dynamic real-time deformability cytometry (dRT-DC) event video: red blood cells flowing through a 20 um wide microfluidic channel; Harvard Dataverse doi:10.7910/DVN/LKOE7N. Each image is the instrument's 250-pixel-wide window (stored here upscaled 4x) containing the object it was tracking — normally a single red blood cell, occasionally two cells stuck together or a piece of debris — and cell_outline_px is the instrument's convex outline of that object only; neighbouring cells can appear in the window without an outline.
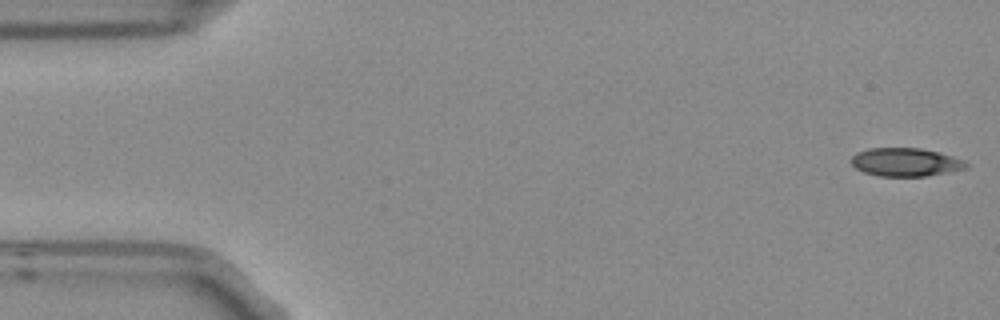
{"species": "Egyptian fruit bat (a non-hibernating species)", "species_latin": "Rousettus aegyptiacus", "temperature_condition": "room temperature", "stored_images_in_passage": 5, "camera_frame_rate_fps": 3000, "um_per_image_px": 0.085, "frame": {"image": 1, "passage_image": 1, "time_ms": 0.0, "image_size_px": [1000, 320], "cell_outline_px": [[968, 168], [948, 172], [924, 176], [880, 176], [864, 172], [856, 168], [848, 160], [856, 152], [868, 148], [920, 148], [940, 152], [964, 160], [968, 164]], "centroid_in_image_um": [76.95, 13.77], "position_along_channel_um": 8.0, "area_um2": 19.07}}
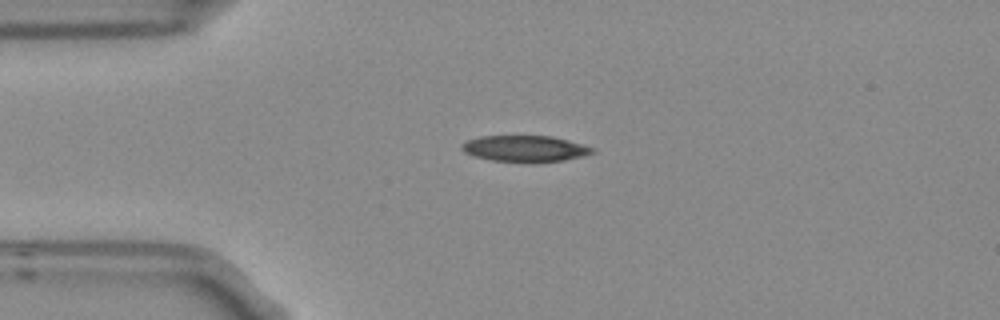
{"frame": {"image": 2, "passage_image": 4, "time_ms": 1.0, "image_size_px": [1000, 320], "cell_outline_px": [[596, 152], [584, 156], [564, 160], [532, 164], [528, 164], [492, 160], [476, 156], [464, 152], [460, 148], [460, 144], [468, 140], [480, 136], [552, 136], [584, 144], [596, 148]], "centroid_in_image_um": [44.67, 12.65], "position_along_channel_um": 40.3, "area_um2": 20.52}}